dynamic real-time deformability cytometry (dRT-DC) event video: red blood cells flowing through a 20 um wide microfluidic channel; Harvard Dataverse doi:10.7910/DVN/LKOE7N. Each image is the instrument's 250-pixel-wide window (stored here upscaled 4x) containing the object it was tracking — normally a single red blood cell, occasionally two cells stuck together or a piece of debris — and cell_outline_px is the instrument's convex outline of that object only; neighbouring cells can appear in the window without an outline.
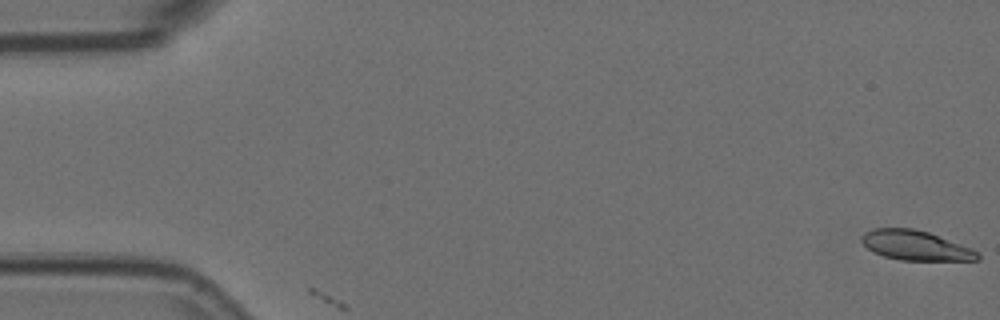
{"species": "Egyptian fruit bat (a non-hibernating species)", "species_latin": "Rousettus aegyptiacus", "temperature_condition": "room temperature", "stored_images_in_passage": 2, "camera_frame_rate_fps": 3000, "um_per_image_px": 0.085, "animal": {"sex": "female"}, "frame": {"image": 1, "passage_image": 1, "time_ms": 0.0, "image_size_px": [1000, 320], "cell_outline_px": [[980, 260], [900, 260], [884, 256], [868, 248], [860, 240], [860, 236], [864, 232], [872, 228], [912, 228], [928, 232], [972, 248], [980, 256]], "centroid_in_image_um": [77.8, 20.85], "position_along_channel_um": 7.2, "area_um2": 19.94}}